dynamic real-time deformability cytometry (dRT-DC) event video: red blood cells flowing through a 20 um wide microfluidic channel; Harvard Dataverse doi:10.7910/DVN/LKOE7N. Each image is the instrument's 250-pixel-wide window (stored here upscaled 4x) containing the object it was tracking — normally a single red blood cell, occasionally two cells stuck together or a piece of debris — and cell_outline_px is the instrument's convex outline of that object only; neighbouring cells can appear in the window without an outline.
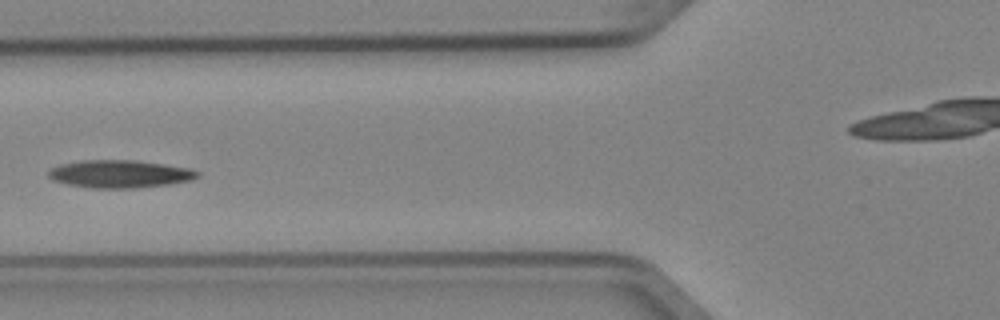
{"species": "Egyptian fruit bat (a non-hibernating species)", "species_latin": "Rousettus aegyptiacus", "temperature_condition": "cold", "stored_images_in_passage": 5, "camera_frame_rate_fps": 3000, "um_per_image_px": 0.085, "animal": {"sex": "female"}, "frame": {"image": 1, "passage_image": 4, "time_ms": 1.0, "image_size_px": [1000, 320], "cell_outline_px": [[200, 176], [192, 180], [168, 184], [136, 188], [92, 188], [68, 184], [52, 180], [48, 176], [48, 172], [52, 168], [60, 164], [84, 160], [136, 160], [164, 164], [188, 168], [200, 172]], "centroid_in_image_um": [10.19, 14.78], "position_along_channel_um": 115.6, "area_um2": 24.04}}
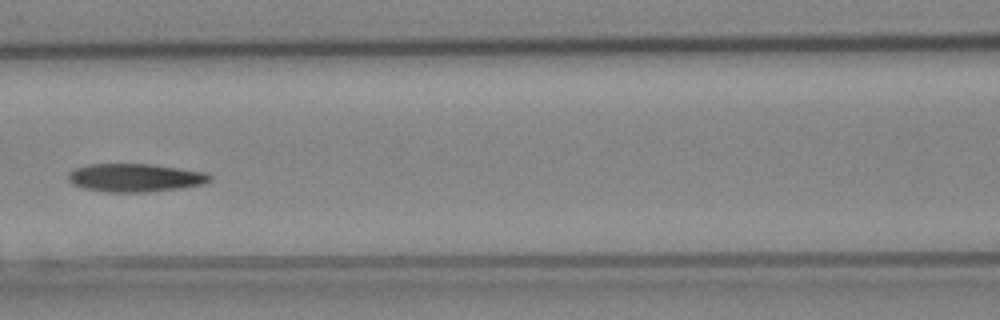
{"frame": {"image": 2, "passage_image": 5, "time_ms": 1.333, "image_size_px": [1000, 320], "cell_outline_px": [[212, 180], [204, 184], [180, 188], [148, 192], [108, 192], [84, 188], [72, 184], [68, 180], [68, 172], [72, 168], [88, 164], [148, 164], [204, 172], [212, 176]], "centroid_in_image_um": [11.44, 15.11], "position_along_channel_um": 155.2, "area_um2": 23.29}}